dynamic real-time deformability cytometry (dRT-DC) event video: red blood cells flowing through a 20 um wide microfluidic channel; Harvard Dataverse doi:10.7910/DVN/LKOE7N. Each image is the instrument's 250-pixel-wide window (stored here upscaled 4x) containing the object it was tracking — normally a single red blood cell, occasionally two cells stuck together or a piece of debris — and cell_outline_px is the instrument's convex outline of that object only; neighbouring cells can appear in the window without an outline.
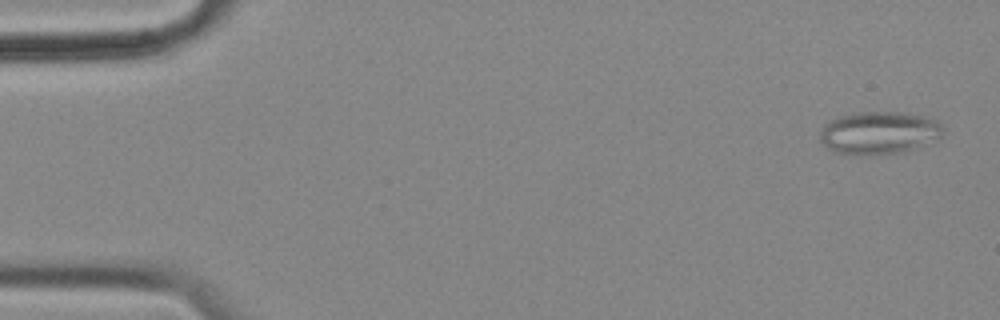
{"species": "common noctule bat (a hibernating species)", "species_latin": "Nyctalus noctula", "temperature_condition": "cold", "stored_images_in_passage": 56, "camera_frame_rate_fps": 3000, "um_per_image_px": 0.085, "animal": {"sex": "female", "body_mass_g": 18.4}, "frame": {"image": 1, "passage_image": 2, "time_ms": 0.333, "image_size_px": [1000, 320], "cell_outline_px": [[940, 136], [920, 148], [904, 152], [872, 156], [836, 152], [828, 148], [820, 140], [820, 132], [824, 124], [828, 120], [840, 116], [856, 112], [900, 112], [924, 116], [936, 120], [940, 124]], "centroid_in_image_um": [74.69, 11.3], "position_along_channel_um": 10.3, "area_um2": 30.75}}
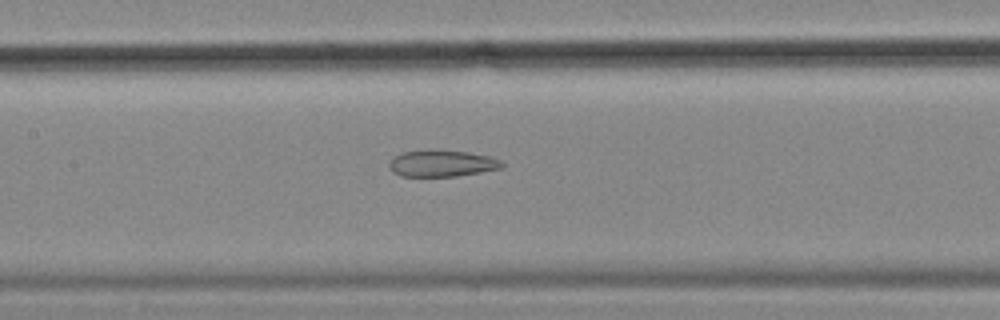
{"frame": {"image": 2, "passage_image": 26, "time_ms": 8.333, "image_size_px": [1000, 320], "cell_outline_px": [[504, 164], [500, 168], [480, 172], [456, 176], [400, 176], [392, 172], [388, 168], [388, 164], [396, 156], [404, 152], [432, 148], [436, 148], [468, 152], [492, 156], [500, 160]], "centroid_in_image_um": [37.55, 13.86], "position_along_channel_um": 169.9, "area_um2": 17.74}}
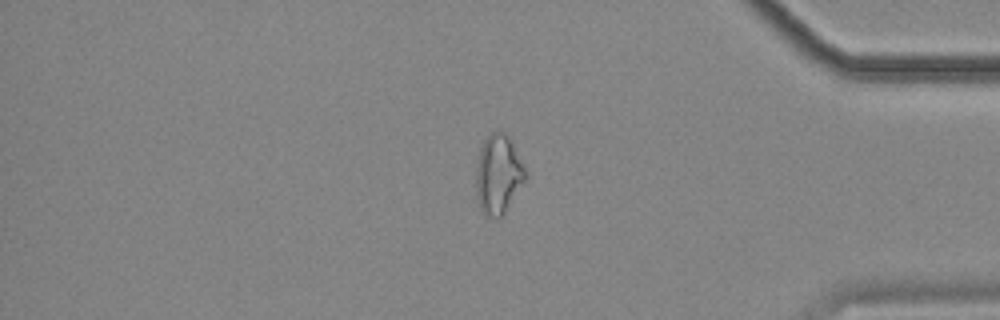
{"frame": {"image": 3, "passage_image": 47, "time_ms": 15.333, "image_size_px": [1000, 320], "cell_outline_px": [[528, 176], [504, 216], [496, 220], [480, 212], [476, 196], [476, 164], [480, 144], [492, 132], [500, 128], [508, 132], [528, 172]], "centroid_in_image_um": [42.37, 14.81], "position_along_channel_um": 392.8, "area_um2": 24.04}, "authors_computed_cell_mechanics": {"area_um2": 23.3801, "velocity_mm_per_s": 3.5465, "shape_relaxation_time_tau1_ms": null, "shape_relaxation_time_tau2_ms": 2.9954, "deformation_change_tau1": null, "deformation_change_tau2": 0.114}}